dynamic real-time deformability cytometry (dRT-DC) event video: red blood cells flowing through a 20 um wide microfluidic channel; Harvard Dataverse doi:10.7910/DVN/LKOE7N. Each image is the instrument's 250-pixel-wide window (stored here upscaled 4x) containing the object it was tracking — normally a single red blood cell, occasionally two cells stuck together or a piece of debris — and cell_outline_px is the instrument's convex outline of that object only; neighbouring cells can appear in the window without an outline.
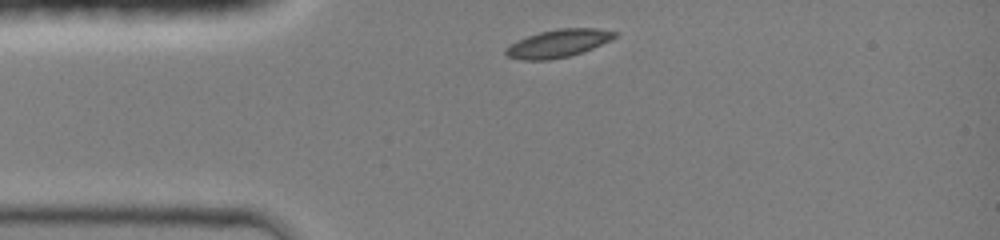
{"species": "common noctule bat (a hibernating species)", "species_latin": "Nyctalus noctula", "temperature_condition": "room temperature", "stored_images_in_passage": 14, "camera_frame_rate_fps": 3000, "um_per_image_px": 0.085, "animal": {"sex": "female", "body_mass_g": 19.0, "forearm_length_mm": 51.5}, "frame": {"image": 1, "passage_image": 1, "time_ms": 0.0, "image_size_px": [1000, 240], "cell_outline_px": [[616, 36], [612, 40], [592, 48], [568, 56], [548, 60], [520, 60], [508, 56], [504, 52], [504, 48], [516, 40], [540, 32], [556, 28], [596, 28], [616, 32]], "centroid_in_image_um": [47.41, 3.68], "position_along_channel_um": 37.6, "area_um2": 17.63}}
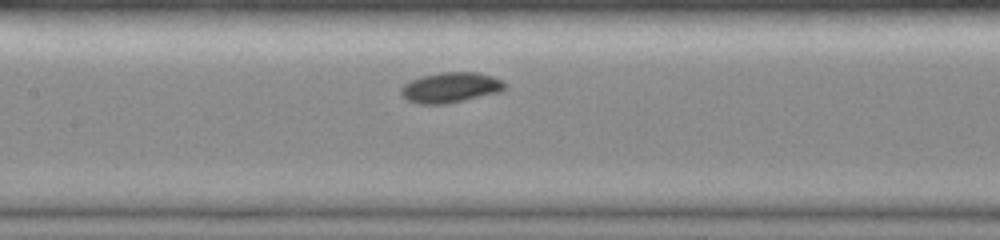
{"frame": {"image": 2, "passage_image": 7, "time_ms": 3.667, "image_size_px": [1000, 240], "cell_outline_px": [[508, 88], [500, 92], [448, 104], [420, 104], [408, 100], [400, 92], [400, 88], [404, 84], [412, 80], [424, 76], [440, 72], [480, 72], [504, 80], [508, 84]], "centroid_in_image_um": [38.38, 7.44], "position_along_channel_um": 169.0, "area_um2": 18.55}}
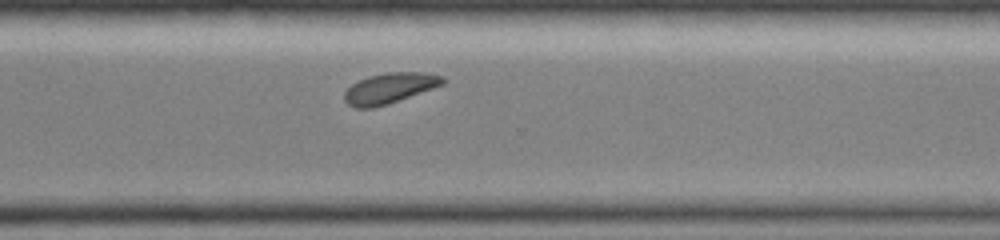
{"frame": {"image": 3, "passage_image": 14, "time_ms": 7.667, "image_size_px": [1000, 240], "cell_outline_px": [[448, 80], [444, 84], [388, 104], [372, 108], [356, 108], [348, 104], [344, 100], [344, 92], [352, 84], [368, 76], [388, 72], [420, 72], [444, 76]], "centroid_in_image_um": [33.13, 7.49], "position_along_channel_um": 337.5, "area_um2": 17.46}}